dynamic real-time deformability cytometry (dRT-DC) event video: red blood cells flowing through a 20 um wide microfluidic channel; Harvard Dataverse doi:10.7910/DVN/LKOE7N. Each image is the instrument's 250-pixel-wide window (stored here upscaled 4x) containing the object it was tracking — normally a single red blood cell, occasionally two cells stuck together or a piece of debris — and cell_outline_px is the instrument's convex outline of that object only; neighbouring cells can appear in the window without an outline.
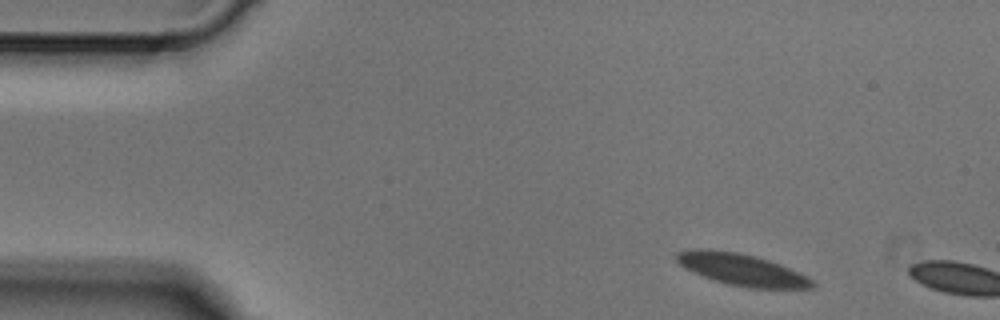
{"species": "Egyptian fruit bat (a non-hibernating species)", "species_latin": "Rousettus aegyptiacus", "temperature_condition": "cold", "stored_images_in_passage": 2, "camera_frame_rate_fps": 3000, "um_per_image_px": 0.085, "animal": {"sex": "male"}, "frame": {"image": 1, "passage_image": 1, "time_ms": 0.0, "image_size_px": [1000, 320], "cell_outline_px": [[816, 288], [748, 288], [728, 284], [692, 272], [684, 268], [676, 260], [676, 252], [700, 248], [708, 248], [740, 252], [756, 256], [780, 264], [800, 272], [816, 280]], "centroid_in_image_um": [63.1, 22.91], "position_along_channel_um": 21.9, "area_um2": 25.43}}